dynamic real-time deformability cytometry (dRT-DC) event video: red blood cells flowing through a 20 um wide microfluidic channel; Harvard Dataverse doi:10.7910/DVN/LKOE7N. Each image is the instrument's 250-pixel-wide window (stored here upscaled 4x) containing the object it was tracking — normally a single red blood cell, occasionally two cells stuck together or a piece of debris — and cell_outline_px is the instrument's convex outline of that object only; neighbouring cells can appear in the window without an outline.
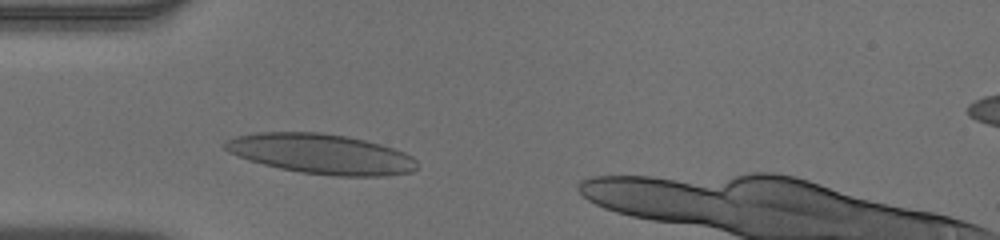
{"species": "human", "species_latin": "Homo sapiens", "temperature_condition": "warm", "stored_images_in_passage": 31, "camera_frame_rate_fps": 3000, "um_per_image_px": 0.085, "donor": {"sex": "male"}, "frame": {"image": 1, "passage_image": 5, "time_ms": 1.333, "image_size_px": [1000, 240], "cell_outline_px": [[416, 168], [412, 172], [388, 176], [332, 176], [300, 172], [280, 168], [248, 160], [228, 152], [220, 144], [224, 140], [236, 136], [256, 132], [320, 132], [348, 136], [380, 144], [404, 152], [412, 156], [416, 160]], "centroid_in_image_um": [27.27, 13.08], "position_along_channel_um": 57.7, "area_um2": 45.03}}
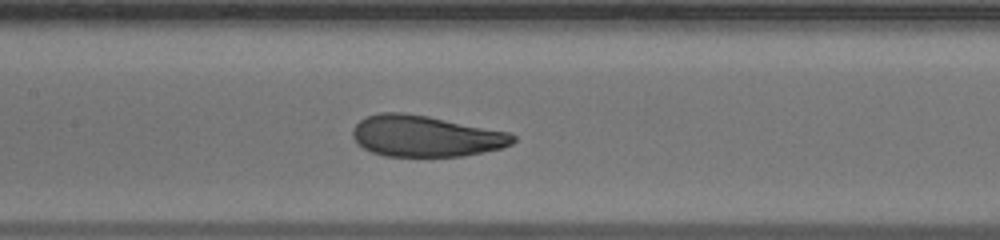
{"frame": {"image": 2, "passage_image": 14, "time_ms": 4.333, "image_size_px": [1000, 240], "cell_outline_px": [[516, 140], [512, 144], [500, 148], [464, 156], [384, 156], [372, 152], [356, 144], [352, 136], [352, 128], [364, 116], [380, 112], [404, 112], [428, 116], [508, 132], [516, 136]], "centroid_in_image_um": [36.12, 11.56], "position_along_channel_um": 171.3, "area_um2": 38.61}}
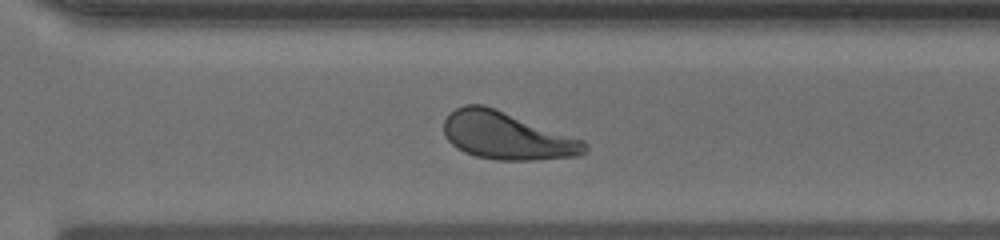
{"frame": {"image": 3, "passage_image": 26, "time_ms": 8.333, "image_size_px": [1000, 240], "cell_outline_px": [[588, 152], [580, 156], [532, 160], [496, 160], [476, 156], [464, 152], [456, 148], [444, 136], [444, 120], [456, 108], [464, 104], [484, 104], [584, 140], [588, 144]], "centroid_in_image_um": [43.1, 11.55], "position_along_channel_um": 327.5, "area_um2": 39.19}, "authors_computed_cell_mechanics": {"area_um2": 39.3618, "velocity_mm_per_s": 3.9223, "shape_relaxation_time_tau1_ms": 3.8675, "shape_relaxation_time_tau2_ms": 1.0978, "deformation_change_tau1": 0.1582, "deformation_change_tau2": 0.0747}}